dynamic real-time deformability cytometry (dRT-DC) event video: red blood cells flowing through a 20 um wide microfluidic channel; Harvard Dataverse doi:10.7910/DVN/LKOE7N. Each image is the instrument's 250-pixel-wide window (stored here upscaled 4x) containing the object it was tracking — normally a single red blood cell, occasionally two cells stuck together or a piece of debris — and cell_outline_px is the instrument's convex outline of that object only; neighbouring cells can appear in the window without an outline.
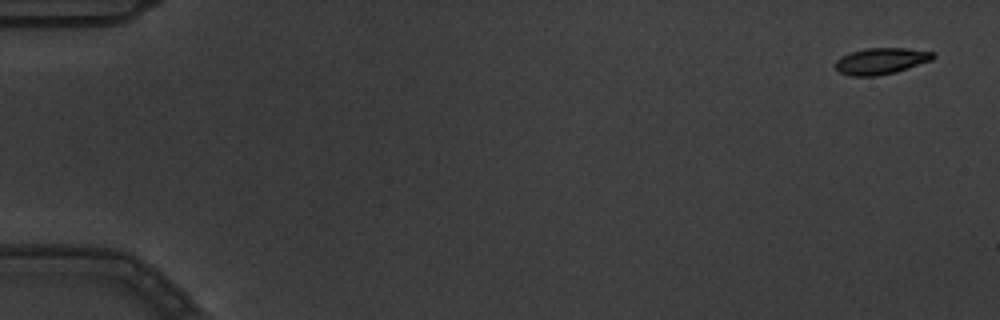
{"species": "common noctule bat (a hibernating species)", "species_latin": "Nyctalus noctula", "temperature_condition": "warm", "stored_images_in_passage": 6, "camera_frame_rate_fps": 3000, "um_per_image_px": 0.085, "animal": {"sex": "male", "body_mass_g": 19.5, "forearm_length_mm": 54.6}, "frame": {"image": 1, "passage_image": 1, "time_ms": 0.0, "image_size_px": [1000, 320], "cell_outline_px": [[936, 56], [932, 60], [896, 72], [876, 76], [852, 76], [840, 72], [836, 68], [836, 60], [840, 56], [852, 52], [868, 48], [908, 48], [936, 52]], "centroid_in_image_um": [74.93, 5.18], "position_along_channel_um": 10.1, "area_um2": 15.03}}
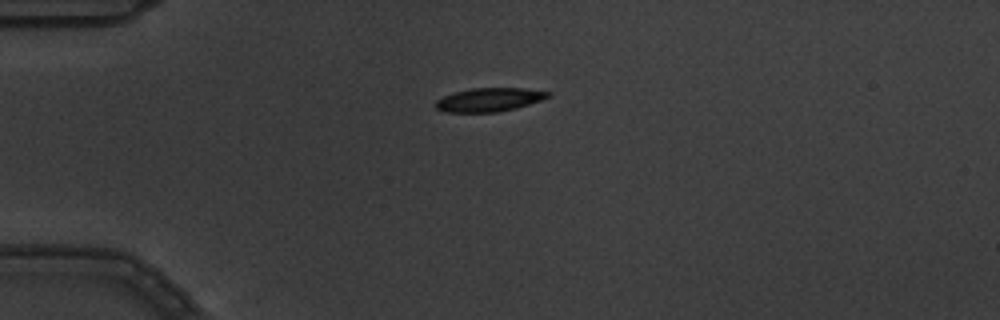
{"frame": {"image": 2, "passage_image": 4, "time_ms": 1.0, "image_size_px": [1000, 320], "cell_outline_px": [[552, 96], [516, 108], [500, 112], [444, 112], [436, 108], [436, 100], [444, 96], [456, 92], [472, 88], [524, 88], [552, 92]], "centroid_in_image_um": [41.61, 8.47], "position_along_channel_um": 43.4, "area_um2": 15.43}}